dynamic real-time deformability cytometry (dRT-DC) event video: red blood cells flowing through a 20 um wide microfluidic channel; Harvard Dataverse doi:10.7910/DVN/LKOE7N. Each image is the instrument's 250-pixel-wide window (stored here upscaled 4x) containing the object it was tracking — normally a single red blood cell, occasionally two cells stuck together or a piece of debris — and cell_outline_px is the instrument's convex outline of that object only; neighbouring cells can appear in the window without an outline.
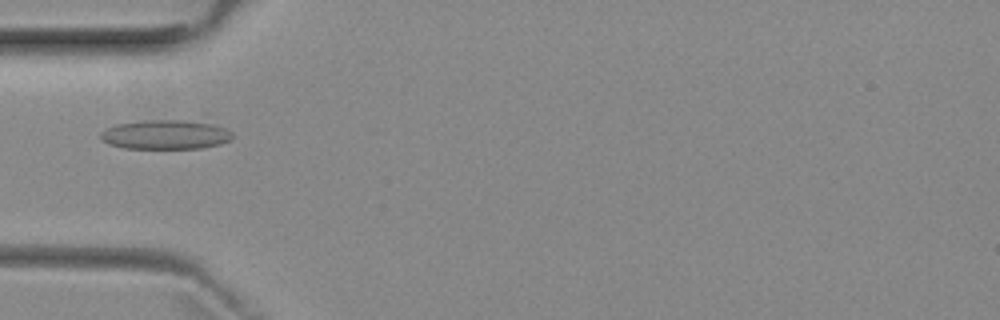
{"species": "common noctule bat (a hibernating species)", "species_latin": "Nyctalus noctula", "temperature_condition": "room temperature", "stored_images_in_passage": 4, "camera_frame_rate_fps": 3000, "um_per_image_px": 0.085, "animal": {"sex": "female", "body_mass_g": 29.2, "forearm_length_mm": 56.3}, "frame": {"image": 1, "passage_image": 4, "time_ms": 4.333, "image_size_px": [1000, 320], "cell_outline_px": [[232, 136], [228, 140], [220, 144], [200, 148], [124, 148], [108, 144], [100, 136], [100, 132], [116, 124], [204, 112], [228, 128], [232, 132]], "centroid_in_image_um": [14.34, 11.29], "position_along_channel_um": 70.7, "area_um2": 25.14}}